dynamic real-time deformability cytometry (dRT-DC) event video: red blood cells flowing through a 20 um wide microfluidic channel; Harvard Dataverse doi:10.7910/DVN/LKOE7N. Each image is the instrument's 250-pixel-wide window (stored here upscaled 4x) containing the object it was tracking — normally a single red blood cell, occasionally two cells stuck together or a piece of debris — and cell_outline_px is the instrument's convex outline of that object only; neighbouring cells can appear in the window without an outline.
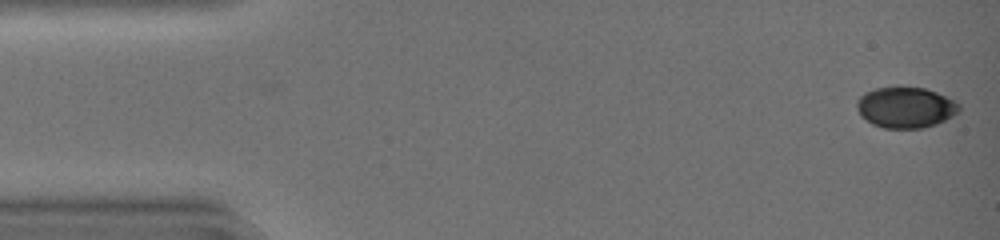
{"species": "common noctule bat (a hibernating species)", "species_latin": "Nyctalus noctula", "temperature_condition": "warm", "stored_images_in_passage": 30, "camera_frame_rate_fps": 3000, "um_per_image_px": 0.085, "animal": {"sex": "female", "body_mass_g": 19.0, "forearm_length_mm": 51.5}, "frame": {"image": 1, "passage_image": 1, "time_ms": 0.0, "image_size_px": [1000, 240], "cell_outline_px": [[960, 112], [936, 124], [924, 128], [884, 128], [872, 124], [860, 116], [856, 108], [856, 100], [864, 92], [876, 88], [896, 84], [900, 84], [924, 88], [936, 92], [960, 104]], "centroid_in_image_um": [76.93, 9.09], "position_along_channel_um": 8.1, "area_um2": 25.03}}
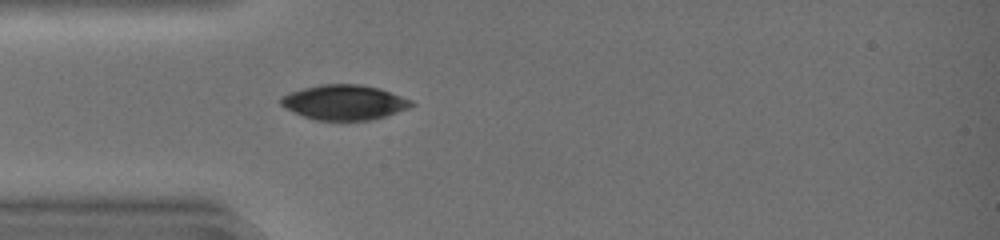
{"frame": {"image": 2, "passage_image": 13, "time_ms": 4.0, "image_size_px": [1000, 240], "cell_outline_px": [[416, 104], [408, 108], [384, 116], [368, 120], [316, 120], [304, 116], [284, 108], [280, 104], [280, 96], [288, 92], [320, 84], [360, 84], [380, 88], [412, 100]], "centroid_in_image_um": [29.24, 8.69], "position_along_channel_um": 55.8, "area_um2": 26.59}}
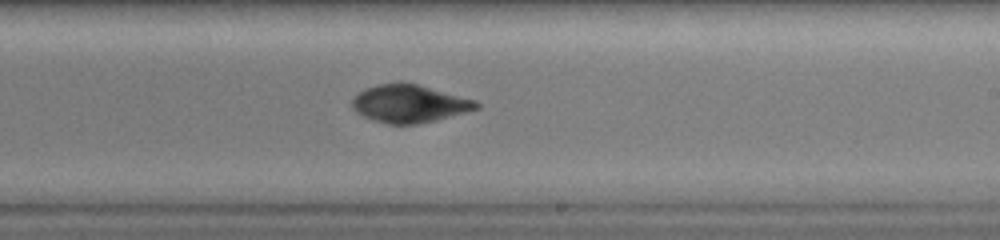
{"frame": {"image": 3, "passage_image": 27, "time_ms": 8.667, "image_size_px": [1000, 240], "cell_outline_px": [[480, 108], [436, 120], [416, 124], [388, 124], [372, 120], [356, 112], [352, 108], [352, 100], [364, 88], [376, 84], [400, 80], [416, 84], [476, 100], [480, 104]], "centroid_in_image_um": [34.77, 8.79], "position_along_channel_um": 254.2, "area_um2": 27.51}}